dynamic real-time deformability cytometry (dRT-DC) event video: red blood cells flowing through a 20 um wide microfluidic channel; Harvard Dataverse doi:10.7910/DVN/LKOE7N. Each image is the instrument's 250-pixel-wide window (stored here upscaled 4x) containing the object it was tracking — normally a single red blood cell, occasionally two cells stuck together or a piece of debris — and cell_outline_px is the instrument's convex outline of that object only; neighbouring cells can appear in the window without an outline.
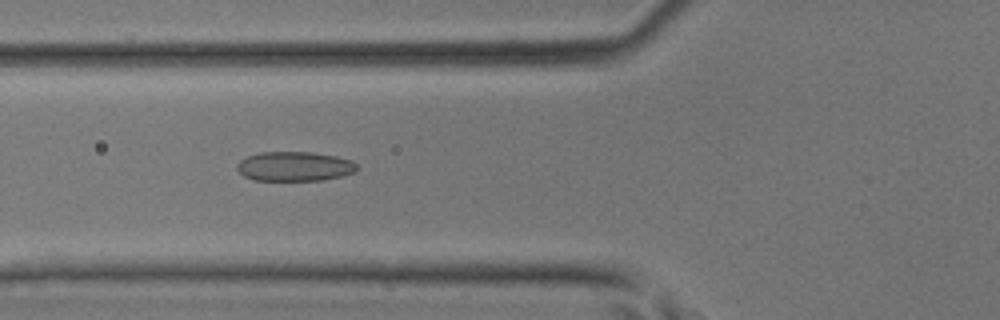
{"species": "common noctule bat (a hibernating species)", "species_latin": "Nyctalus noctula", "temperature_condition": "room temperature", "stored_images_in_passage": 43, "camera_frame_rate_fps": 3000, "um_per_image_px": 0.085, "animal": {"sex": "male", "body_mass_g": 17.9, "forearm_length_mm": 54.2}, "frame": {"image": 1, "passage_image": 16, "time_ms": 5.0, "image_size_px": [1000, 320], "cell_outline_px": [[356, 172], [324, 180], [252, 180], [244, 176], [236, 168], [236, 164], [240, 160], [248, 156], [260, 152], [312, 152], [336, 156], [352, 160], [356, 164]], "centroid_in_image_um": [25.02, 14.14], "position_along_channel_um": 100.8, "area_um2": 20.63}}
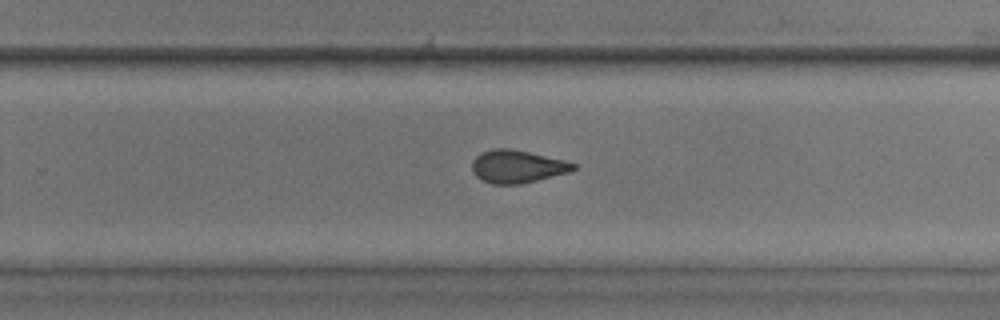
{"frame": {"image": 2, "passage_image": 28, "time_ms": 9.0, "image_size_px": [1000, 320], "cell_outline_px": [[576, 168], [572, 172], [520, 184], [492, 184], [476, 176], [472, 172], [472, 160], [480, 152], [492, 148], [508, 148], [528, 152], [564, 160], [576, 164]], "centroid_in_image_um": [43.96, 14.15], "position_along_channel_um": 285.8, "area_um2": 19.42}}
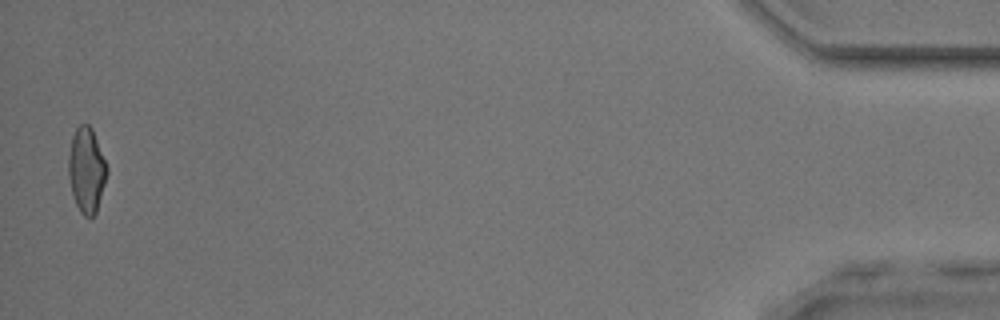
{"frame": {"image": 3, "passage_image": 43, "time_ms": 14.0, "image_size_px": [1000, 320], "cell_outline_px": [[108, 172], [96, 212], [92, 216], [84, 216], [80, 212], [76, 204], [72, 192], [68, 176], [68, 156], [72, 136], [76, 128], [80, 124], [88, 124], [92, 128], [108, 168]], "centroid_in_image_um": [7.35, 14.44], "position_along_channel_um": 427.9, "area_um2": 18.96}}